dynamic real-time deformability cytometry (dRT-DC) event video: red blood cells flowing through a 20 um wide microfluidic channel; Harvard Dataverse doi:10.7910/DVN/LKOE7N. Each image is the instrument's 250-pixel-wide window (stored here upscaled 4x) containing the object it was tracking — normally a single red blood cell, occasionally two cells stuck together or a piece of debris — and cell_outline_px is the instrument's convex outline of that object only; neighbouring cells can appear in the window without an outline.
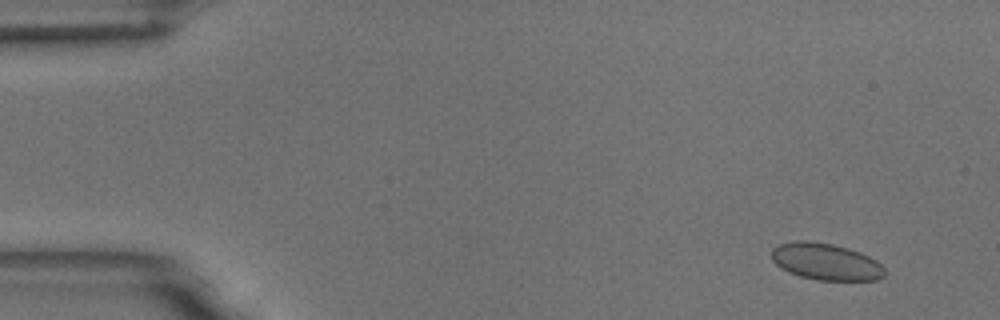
{"species": "common noctule bat (a hibernating species)", "species_latin": "Nyctalus noctula", "temperature_condition": "room temperature", "stored_images_in_passage": 60, "camera_frame_rate_fps": 3000, "um_per_image_px": 0.085, "animal": {"sex": "male", "body_mass_g": 18.8}, "frame": {"image": 1, "passage_image": 5, "time_ms": 1.333, "image_size_px": [1000, 320], "cell_outline_px": [[884, 276], [876, 280], [816, 280], [800, 276], [788, 272], [780, 268], [772, 260], [772, 248], [780, 244], [796, 240], [808, 240], [832, 244], [848, 248], [860, 252], [876, 260], [884, 268]], "centroid_in_image_um": [70.17, 22.24], "position_along_channel_um": 14.8, "area_um2": 24.28}}
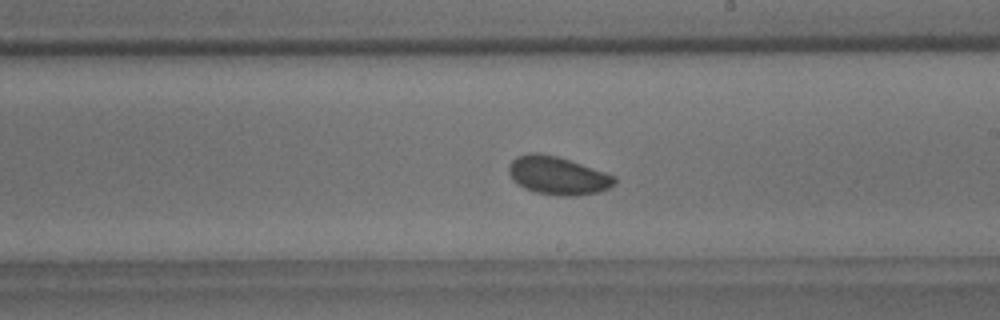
{"frame": {"image": 2, "passage_image": 35, "time_ms": 11.333, "image_size_px": [1000, 320], "cell_outline_px": [[616, 184], [600, 192], [576, 196], [560, 196], [536, 192], [524, 188], [516, 184], [512, 180], [508, 172], [508, 164], [516, 156], [528, 152], [540, 152], [556, 156], [616, 176]], "centroid_in_image_um": [47.37, 14.92], "position_along_channel_um": 241.6, "area_um2": 23.7}}
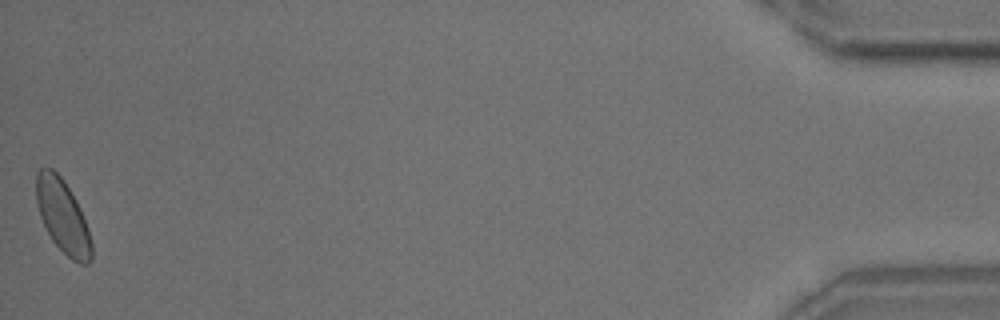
{"frame": {"image": 3, "passage_image": 60, "time_ms": 19.667, "image_size_px": [1000, 320], "cell_outline_px": [[92, 260], [88, 264], [80, 264], [72, 260], [52, 240], [40, 216], [36, 200], [36, 172], [40, 168], [52, 168], [60, 176], [76, 200], [80, 208], [88, 228], [92, 244]], "centroid_in_image_um": [5.34, 18.4], "position_along_channel_um": 429.9, "area_um2": 23.41}, "authors_computed_cell_mechanics": {"area_um2": 23.1778, "velocity_mm_per_s": 3.3983, "shape_relaxation_time_tau1_ms": null, "shape_relaxation_time_tau2_ms": 4.5019, "deformation_change_tau1": null, "deformation_change_tau2": 0.0447}}